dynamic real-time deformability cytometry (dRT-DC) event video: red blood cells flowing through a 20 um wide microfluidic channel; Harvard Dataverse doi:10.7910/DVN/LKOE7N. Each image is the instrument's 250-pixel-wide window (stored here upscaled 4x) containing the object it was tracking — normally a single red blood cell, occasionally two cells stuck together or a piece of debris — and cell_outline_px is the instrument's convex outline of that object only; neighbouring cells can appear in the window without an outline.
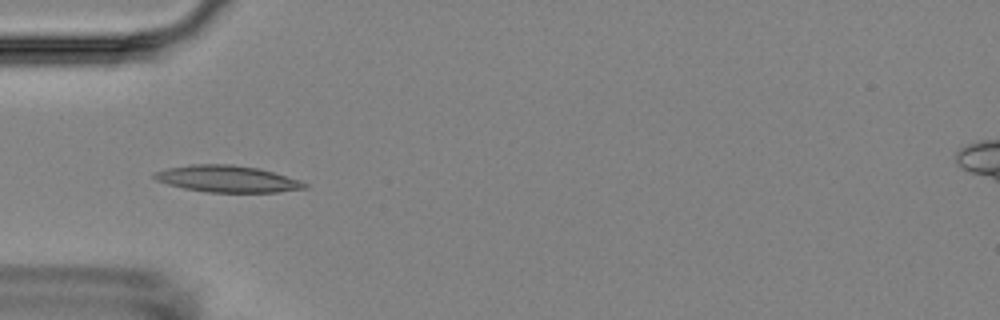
{"species": "Egyptian fruit bat (a non-hibernating species)", "species_latin": "Rousettus aegyptiacus", "temperature_condition": "room temperature", "stored_images_in_passage": 5, "camera_frame_rate_fps": 3000, "um_per_image_px": 0.085, "animal": {"sex": "female"}, "frame": {"image": 1, "passage_image": 5, "time_ms": 4.667, "image_size_px": [1000, 320], "cell_outline_px": [[308, 188], [276, 192], [208, 192], [184, 188], [168, 184], [156, 180], [152, 176], [156, 172], [168, 168], [192, 164], [232, 164], [260, 168], [300, 180], [308, 184]], "centroid_in_image_um": [19.35, 15.2], "position_along_channel_um": 65.7, "area_um2": 23.29}}